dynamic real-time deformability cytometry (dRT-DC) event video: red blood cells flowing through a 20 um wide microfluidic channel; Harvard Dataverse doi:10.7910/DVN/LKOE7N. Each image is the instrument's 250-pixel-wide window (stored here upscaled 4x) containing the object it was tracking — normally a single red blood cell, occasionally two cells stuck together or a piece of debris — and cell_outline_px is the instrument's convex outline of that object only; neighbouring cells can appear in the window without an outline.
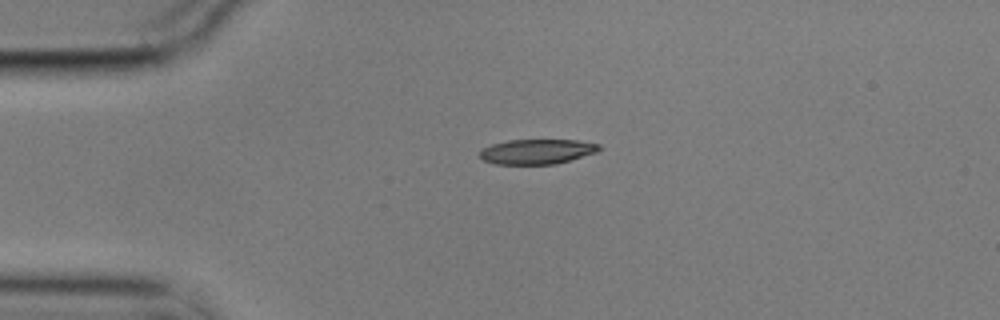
{"species": "common noctule bat (a hibernating species)", "species_latin": "Nyctalus noctula", "temperature_condition": "cold", "stored_images_in_passage": 44, "camera_frame_rate_fps": 3000, "um_per_image_px": 0.085, "animal": {"sex": "male", "body_mass_g": 17.9}, "frame": {"image": 1, "passage_image": 1, "time_ms": 0.0, "image_size_px": [1000, 320], "cell_outline_px": [[604, 148], [596, 152], [556, 164], [496, 164], [484, 160], [480, 156], [480, 152], [484, 148], [492, 144], [508, 140], [576, 140], [600, 144]], "centroid_in_image_um": [45.68, 12.88], "position_along_channel_um": 39.3, "area_um2": 17.22}}
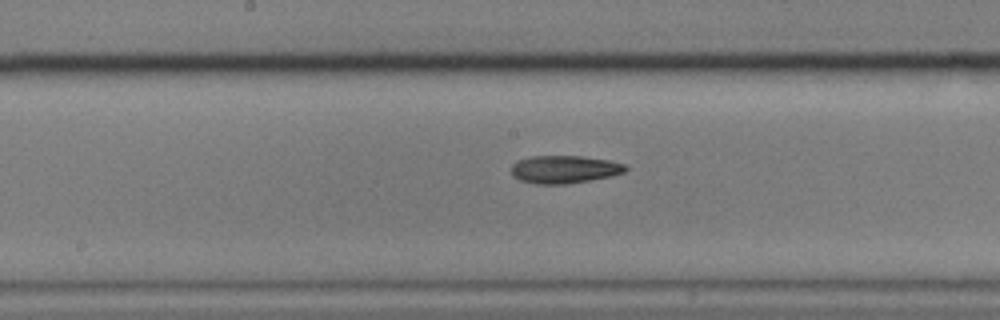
{"frame": {"image": 2, "passage_image": 17, "time_ms": 5.333, "image_size_px": [1000, 320], "cell_outline_px": [[628, 168], [624, 172], [612, 176], [568, 184], [536, 184], [520, 180], [512, 176], [512, 164], [516, 160], [532, 156], [580, 156], [608, 160], [624, 164]], "centroid_in_image_um": [47.95, 14.4], "position_along_channel_um": 200.3, "area_um2": 18.55}}
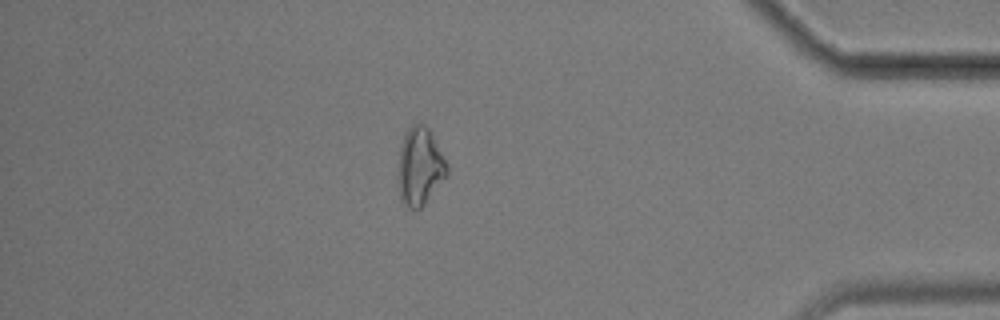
{"frame": {"image": 3, "passage_image": 37, "time_ms": 12.0, "image_size_px": [1000, 320], "cell_outline_px": [[448, 172], [424, 204], [420, 208], [408, 208], [400, 200], [396, 180], [396, 172], [400, 148], [404, 132], [412, 124], [420, 120], [428, 128], [448, 164]], "centroid_in_image_um": [35.63, 14.12], "position_along_channel_um": 399.6, "area_um2": 22.48}, "authors_computed_cell_mechanics": {"area_um2": 18.5827, "velocity_mm_per_s": 3.5322, "shape_relaxation_time_tau1_ms": 7.7791, "shape_relaxation_time_tau2_ms": 3.8826, "deformation_change_tau1": 0.1802, "deformation_change_tau2": 0.1156}}